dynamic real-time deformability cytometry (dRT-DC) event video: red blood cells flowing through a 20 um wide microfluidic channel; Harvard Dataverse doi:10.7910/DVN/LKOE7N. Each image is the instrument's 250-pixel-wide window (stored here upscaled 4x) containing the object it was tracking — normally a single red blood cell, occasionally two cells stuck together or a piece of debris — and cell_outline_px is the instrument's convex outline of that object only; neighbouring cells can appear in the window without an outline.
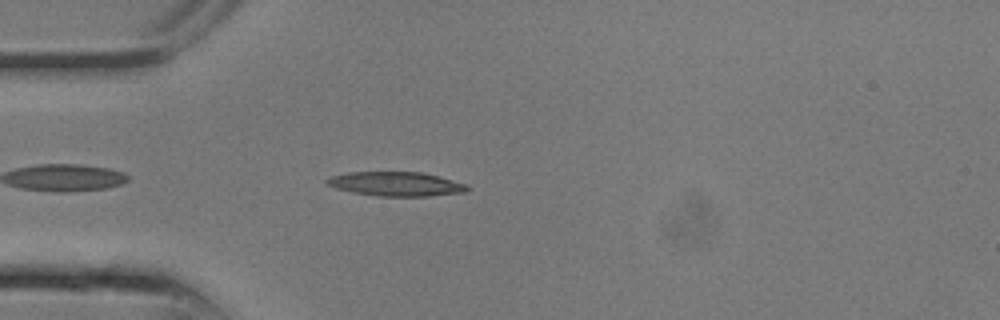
{"species": "common noctule bat (a hibernating species)", "species_latin": "Nyctalus noctula", "temperature_condition": "room temperature", "stored_images_in_passage": 6, "camera_frame_rate_fps": 3000, "um_per_image_px": 0.085, "animal": {"sex": "male", "body_mass_g": 13.3}, "frame": {"image": 1, "passage_image": 4, "time_ms": 1.0, "image_size_px": [1000, 320], "cell_outline_px": [[472, 188], [468, 192], [428, 196], [376, 196], [352, 192], [336, 188], [328, 184], [324, 180], [332, 176], [348, 172], [420, 172], [468, 184]], "centroid_in_image_um": [33.7, 15.64], "position_along_channel_um": 51.3, "area_um2": 19.83}}
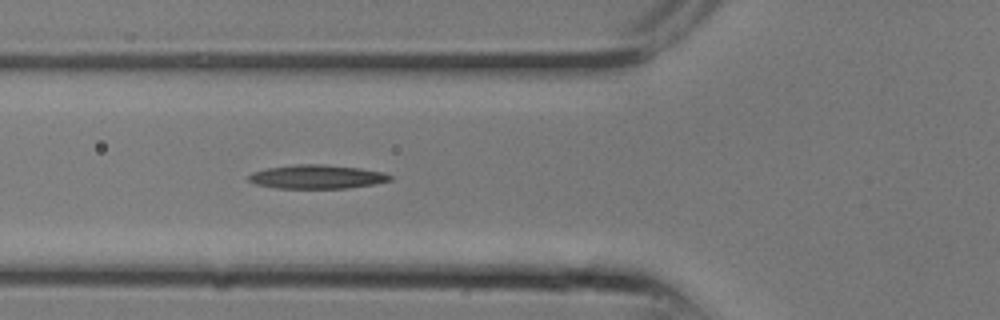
{"frame": {"image": 2, "passage_image": 6, "time_ms": 1.667, "image_size_px": [1000, 320], "cell_outline_px": [[392, 180], [372, 184], [348, 188], [276, 188], [256, 184], [248, 180], [248, 176], [252, 172], [268, 168], [296, 164], [324, 164], [360, 168], [384, 172], [392, 176]], "centroid_in_image_um": [26.94, 15.02], "position_along_channel_um": 98.9, "area_um2": 19.59}}